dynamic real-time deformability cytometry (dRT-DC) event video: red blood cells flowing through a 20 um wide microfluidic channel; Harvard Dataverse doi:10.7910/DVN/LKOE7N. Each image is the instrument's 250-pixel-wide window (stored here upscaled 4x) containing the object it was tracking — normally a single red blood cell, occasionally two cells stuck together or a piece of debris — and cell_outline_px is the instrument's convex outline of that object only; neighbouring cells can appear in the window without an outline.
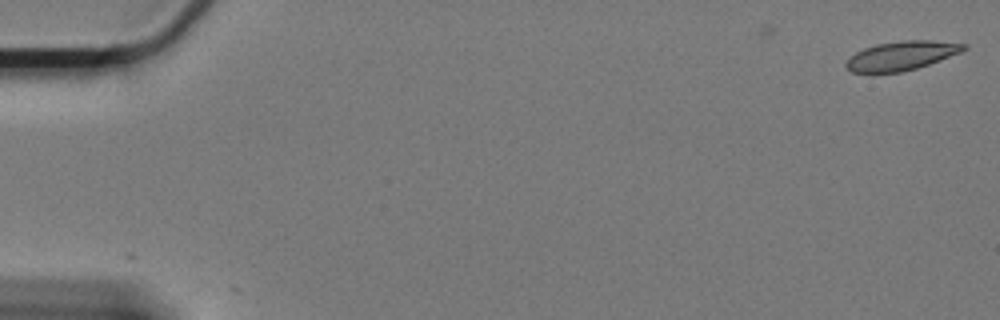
{"species": "Egyptian fruit bat (a non-hibernating species)", "species_latin": "Rousettus aegyptiacus", "temperature_condition": "cold", "stored_images_in_passage": 2, "camera_frame_rate_fps": 3000, "um_per_image_px": 0.085, "animal": {"sex": "female"}, "frame": {"image": 1, "passage_image": 2, "time_ms": 0.333, "image_size_px": [1000, 320], "cell_outline_px": [[968, 48], [960, 52], [928, 64], [916, 68], [900, 72], [872, 76], [852, 72], [844, 64], [856, 52], [864, 48], [876, 44], [900, 40], [932, 40], [968, 44]], "centroid_in_image_um": [76.57, 4.76], "position_along_channel_um": 8.4, "area_um2": 20.35}}